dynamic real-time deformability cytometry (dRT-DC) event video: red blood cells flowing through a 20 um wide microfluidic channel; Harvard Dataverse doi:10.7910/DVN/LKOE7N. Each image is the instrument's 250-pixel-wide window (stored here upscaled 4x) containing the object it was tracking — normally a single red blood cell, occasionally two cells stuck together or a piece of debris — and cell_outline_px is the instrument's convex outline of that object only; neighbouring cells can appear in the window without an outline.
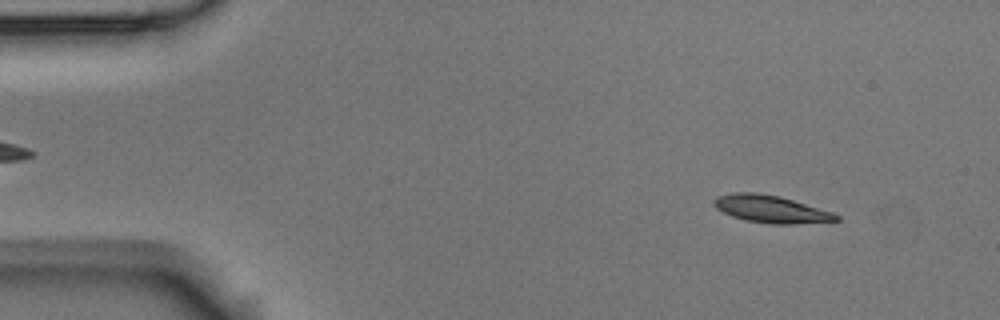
{"species": "Egyptian fruit bat (a non-hibernating species)", "species_latin": "Rousettus aegyptiacus", "temperature_condition": "room temperature", "stored_images_in_passage": 4, "camera_frame_rate_fps": 3000, "um_per_image_px": 0.085, "animal": {"sex": "male"}, "frame": {"image": 1, "passage_image": 1, "time_ms": 0.0, "image_size_px": [1000, 320], "cell_outline_px": [[840, 220], [792, 224], [772, 224], [748, 220], [732, 216], [716, 208], [712, 204], [712, 200], [716, 196], [732, 192], [756, 192], [780, 196], [832, 212], [840, 216]], "centroid_in_image_um": [65.49, 17.75], "position_along_channel_um": 19.5, "area_um2": 19.42}}
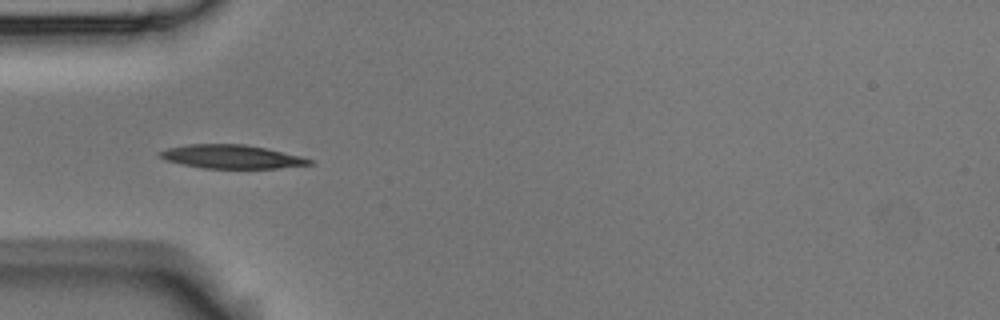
{"frame": {"image": 2, "passage_image": 4, "time_ms": 1.0, "image_size_px": [1000, 320], "cell_outline_px": [[312, 164], [276, 168], [204, 168], [164, 160], [160, 156], [160, 152], [168, 148], [188, 144], [244, 144], [264, 148], [300, 156], [312, 160]], "centroid_in_image_um": [19.66, 13.31], "position_along_channel_um": 65.3, "area_um2": 20.17}}